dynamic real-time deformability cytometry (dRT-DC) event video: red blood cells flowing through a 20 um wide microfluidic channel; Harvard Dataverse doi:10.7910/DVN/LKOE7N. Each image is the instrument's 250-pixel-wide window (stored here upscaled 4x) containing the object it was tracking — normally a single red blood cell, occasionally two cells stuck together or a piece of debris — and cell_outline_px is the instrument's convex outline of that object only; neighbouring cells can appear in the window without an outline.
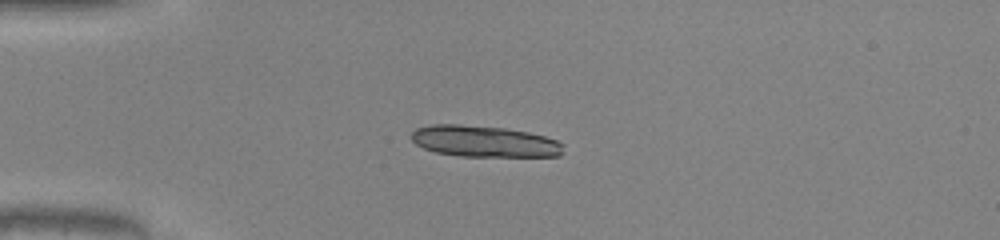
{"species": "common noctule bat (a hibernating species)", "species_latin": "Nyctalus noctula", "temperature_condition": "warm", "stored_images_in_passage": 38, "camera_frame_rate_fps": 3000, "um_per_image_px": 0.085, "animal": {"sex": "male", "body_mass_g": 20.0, "forearm_length_mm": 53.3}, "frame": {"image": 1, "passage_image": 1, "time_ms": 0.0, "image_size_px": [1000, 240], "cell_outline_px": [[564, 152], [560, 156], [460, 156], [436, 152], [424, 148], [416, 144], [412, 140], [412, 132], [416, 128], [432, 124], [460, 124], [504, 128], [528, 132], [544, 136], [556, 140], [564, 144]], "centroid_in_image_um": [41.18, 12.01], "position_along_channel_um": 43.8, "area_um2": 27.74}, "authors_computed_cell_mechanics": {"area_um2": 17.3689, "velocity_mm_per_s": 4.1199, "shape_relaxation_time_tau1_ms": 6.1118, "shape_relaxation_time_tau2_ms": 1.7616, "deformation_change_tau1": 0.2337, "deformation_change_tau2": 0.0521}}